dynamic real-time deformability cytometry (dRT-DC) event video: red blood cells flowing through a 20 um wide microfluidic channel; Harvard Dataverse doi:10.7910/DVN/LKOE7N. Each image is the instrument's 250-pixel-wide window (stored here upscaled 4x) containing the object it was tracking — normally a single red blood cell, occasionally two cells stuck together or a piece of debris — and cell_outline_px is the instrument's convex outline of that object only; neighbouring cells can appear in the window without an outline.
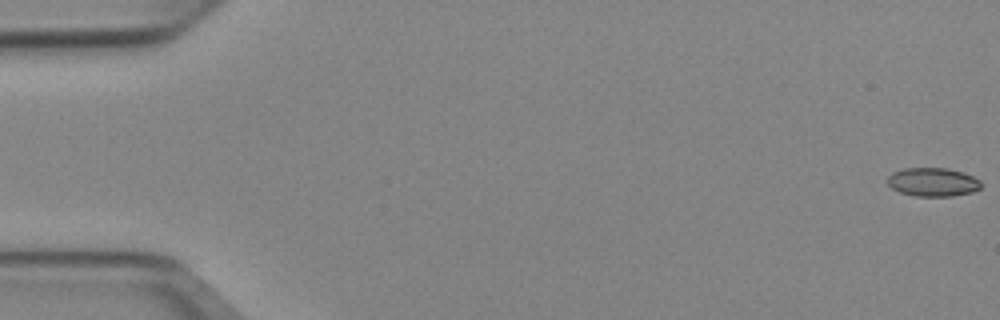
{"species": "Egyptian fruit bat (a non-hibernating species)", "species_latin": "Rousettus aegyptiacus", "temperature_condition": "cold", "stored_images_in_passage": 52, "camera_frame_rate_fps": 3000, "um_per_image_px": 0.085, "animal": {"sex": "female"}, "frame": {"image": 1, "passage_image": 1, "time_ms": 0.0, "image_size_px": [1000, 320], "cell_outline_px": [[980, 188], [972, 192], [952, 196], [916, 196], [900, 192], [892, 188], [888, 184], [888, 176], [892, 172], [904, 168], [948, 168], [964, 172], [980, 180]], "centroid_in_image_um": [79.29, 15.47], "position_along_channel_um": 5.7, "area_um2": 15.61}}
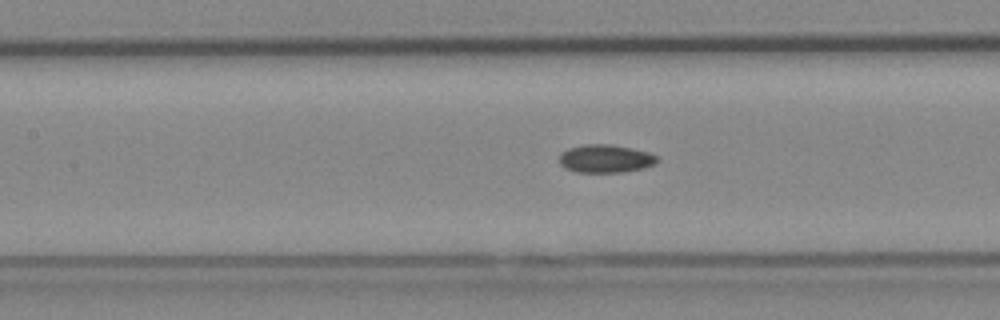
{"frame": {"image": 2, "passage_image": 24, "time_ms": 7.667, "image_size_px": [1000, 320], "cell_outline_px": [[660, 160], [656, 164], [644, 168], [624, 172], [576, 172], [564, 168], [560, 164], [560, 152], [568, 148], [584, 144], [612, 144], [632, 148], [648, 152], [656, 156]], "centroid_in_image_um": [51.47, 13.48], "position_along_channel_um": 155.9, "area_um2": 16.24}}
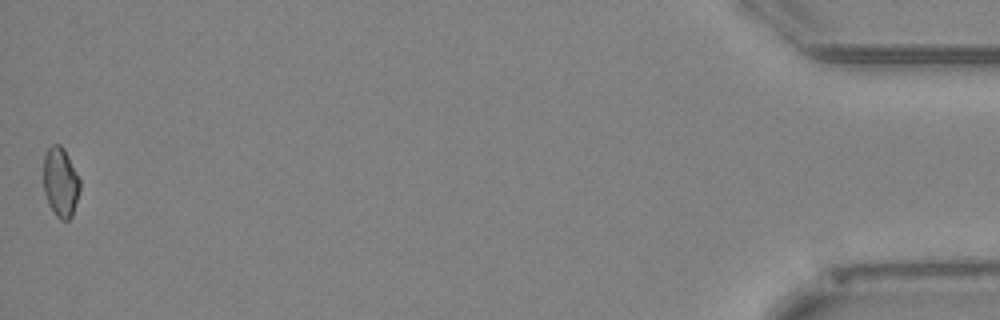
{"frame": {"image": 3, "passage_image": 52, "time_ms": 17.0, "image_size_px": [1000, 320], "cell_outline_px": [[80, 188], [72, 216], [68, 220], [60, 220], [56, 216], [48, 204], [44, 192], [44, 152], [52, 144], [60, 144], [64, 148], [80, 180]], "centroid_in_image_um": [5.13, 15.48], "position_along_channel_um": 430.1, "area_um2": 14.8}, "authors_computed_cell_mechanics": {"area_um2": 15.6349, "velocity_mm_per_s": 3.9521, "shape_relaxation_time_tau1_ms": null, "shape_relaxation_time_tau2_ms": 8.758, "deformation_change_tau1": null, "deformation_change_tau2": 0.118}}